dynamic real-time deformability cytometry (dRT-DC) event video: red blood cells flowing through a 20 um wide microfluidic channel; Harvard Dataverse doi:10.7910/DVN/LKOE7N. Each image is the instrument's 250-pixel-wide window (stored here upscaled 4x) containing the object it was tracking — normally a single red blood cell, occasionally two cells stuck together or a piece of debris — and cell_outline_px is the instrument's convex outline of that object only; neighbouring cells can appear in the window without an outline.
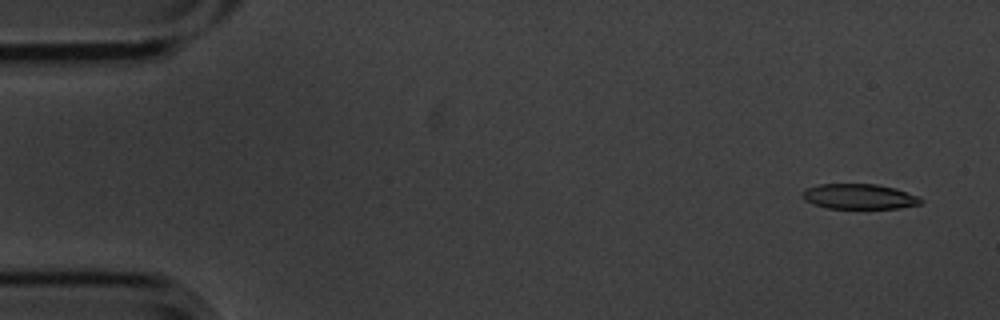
{"species": "common noctule bat (a hibernating species)", "species_latin": "Nyctalus noctula", "temperature_condition": "cold", "stored_images_in_passage": 3, "camera_frame_rate_fps": 3000, "um_per_image_px": 0.085, "animal": {"sex": "male", "body_mass_g": 20.1, "forearm_length_mm": 53.5}, "frame": {"image": 1, "passage_image": 1, "time_ms": 0.0, "image_size_px": [1000, 320], "cell_outline_px": [[924, 200], [920, 204], [900, 208], [828, 208], [812, 204], [804, 200], [804, 192], [808, 188], [820, 184], [876, 184], [896, 188], [920, 196]], "centroid_in_image_um": [73.1, 16.7], "position_along_channel_um": 11.9, "area_um2": 17.34}}